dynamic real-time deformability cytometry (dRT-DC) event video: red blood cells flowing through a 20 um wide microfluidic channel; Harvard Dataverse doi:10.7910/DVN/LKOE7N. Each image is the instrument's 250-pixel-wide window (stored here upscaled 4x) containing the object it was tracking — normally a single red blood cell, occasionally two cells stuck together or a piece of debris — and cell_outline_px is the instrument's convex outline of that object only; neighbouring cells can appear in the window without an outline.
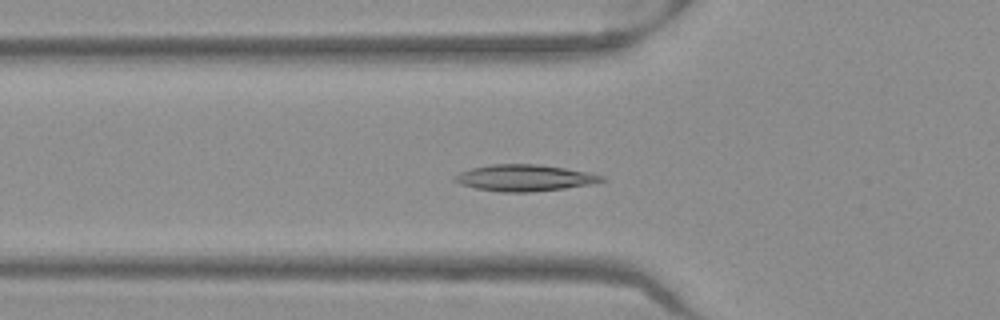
{"species": "Egyptian fruit bat (a non-hibernating species)", "species_latin": "Rousettus aegyptiacus", "temperature_condition": "warm", "stored_images_in_passage": 51, "camera_frame_rate_fps": 3000, "um_per_image_px": 0.085, "frame": {"image": 1, "passage_image": 17, "time_ms": 5.333, "image_size_px": [1000, 320], "cell_outline_px": [[608, 180], [592, 184], [564, 188], [532, 192], [500, 192], [476, 188], [460, 184], [452, 180], [452, 176], [460, 172], [472, 168], [492, 164], [536, 164], [564, 168], [588, 172], [604, 176]], "centroid_in_image_um": [44.58, 15.12], "position_along_channel_um": 81.2, "area_um2": 22.72}}
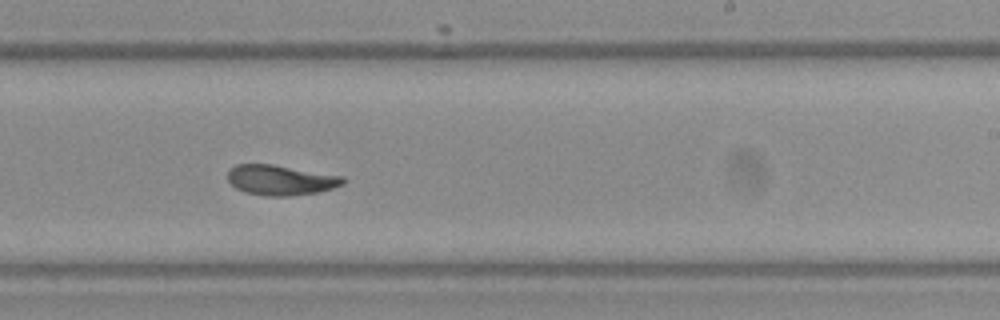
{"frame": {"image": 2, "passage_image": 31, "time_ms": 10.0, "image_size_px": [1000, 320], "cell_outline_px": [[344, 184], [332, 188], [316, 192], [292, 196], [268, 196], [244, 192], [236, 188], [228, 180], [228, 168], [236, 164], [272, 164], [344, 176]], "centroid_in_image_um": [23.83, 15.3], "position_along_channel_um": 265.2, "area_um2": 20.29}}
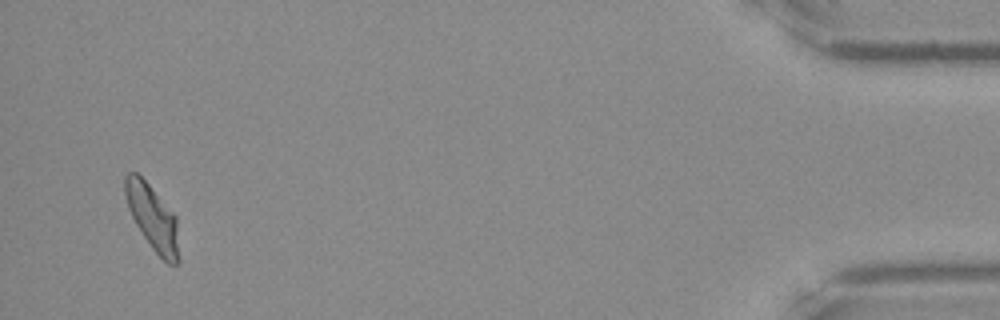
{"frame": {"image": 3, "passage_image": 49, "time_ms": 16.0, "image_size_px": [1000, 320], "cell_outline_px": [[180, 260], [176, 264], [168, 264], [152, 248], [136, 224], [128, 208], [124, 192], [124, 176], [128, 172], [136, 172], [148, 184], [176, 216]], "centroid_in_image_um": [12.97, 18.5], "position_along_channel_um": 422.2, "area_um2": 20.23}, "authors_computed_cell_mechanics": {"area_um2": 20.519, "velocity_mm_per_s": 3.9292, "shape_relaxation_time_tau1_ms": 5.907, "shape_relaxation_time_tau2_ms": 2.8842, "deformation_change_tau1": 0.1483, "deformation_change_tau2": 0.0665}}